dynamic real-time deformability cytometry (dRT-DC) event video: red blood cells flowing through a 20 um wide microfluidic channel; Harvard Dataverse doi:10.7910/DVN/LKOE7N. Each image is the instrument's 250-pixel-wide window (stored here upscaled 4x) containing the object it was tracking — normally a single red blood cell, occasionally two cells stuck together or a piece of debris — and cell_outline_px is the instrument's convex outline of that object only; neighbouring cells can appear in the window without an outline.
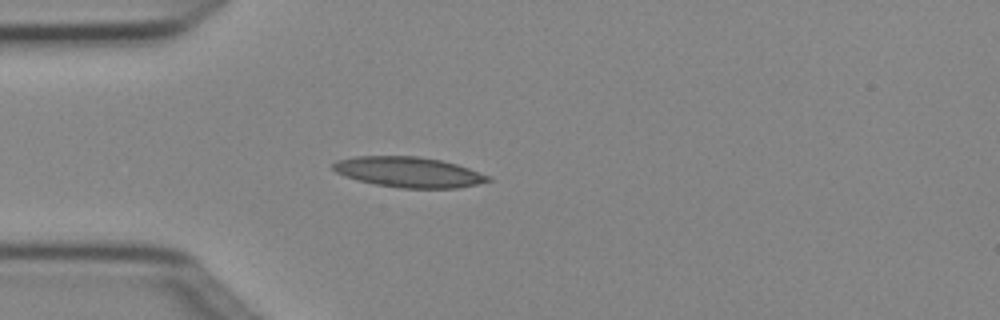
{"species": "Egyptian fruit bat (a non-hibernating species)", "species_latin": "Rousettus aegyptiacus", "temperature_condition": "cold", "stored_images_in_passage": 4, "camera_frame_rate_fps": 3000, "um_per_image_px": 0.085, "animal": {"sex": "female"}, "frame": {"image": 1, "passage_image": 4, "time_ms": 1.0, "image_size_px": [1000, 320], "cell_outline_px": [[492, 180], [476, 184], [456, 188], [400, 188], [376, 184], [344, 176], [336, 172], [332, 168], [332, 164], [336, 160], [356, 156], [416, 156], [440, 160], [456, 164], [492, 176]], "centroid_in_image_um": [34.74, 14.62], "position_along_channel_um": 50.3, "area_um2": 27.34}}